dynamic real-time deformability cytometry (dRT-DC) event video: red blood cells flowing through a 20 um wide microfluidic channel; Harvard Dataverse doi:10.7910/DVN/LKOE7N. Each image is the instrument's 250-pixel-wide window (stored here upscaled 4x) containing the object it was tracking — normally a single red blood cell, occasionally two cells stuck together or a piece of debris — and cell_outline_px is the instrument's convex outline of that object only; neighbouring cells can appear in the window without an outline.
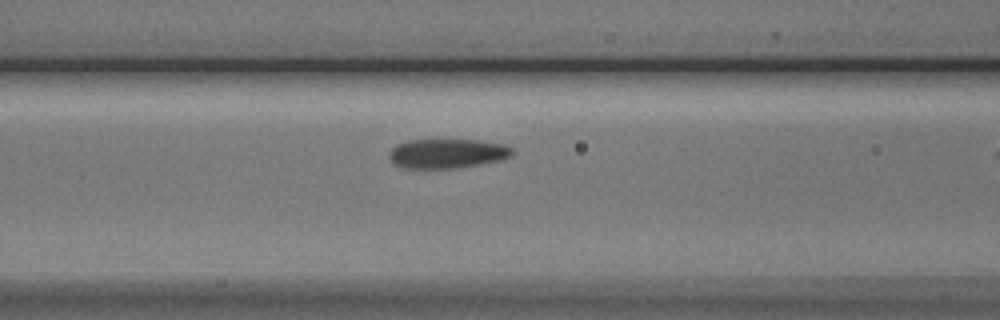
{"species": "Egyptian fruit bat (a non-hibernating species)", "species_latin": "Rousettus aegyptiacus", "temperature_condition": "cold", "stored_images_in_passage": 18, "camera_frame_rate_fps": 3000, "um_per_image_px": 0.085, "animal": {"sex": "male"}, "frame": {"image": 1, "passage_image": 16, "time_ms": 5.0, "image_size_px": [1000, 320], "cell_outline_px": [[516, 152], [512, 156], [500, 160], [480, 164], [456, 168], [400, 168], [388, 156], [388, 152], [396, 144], [408, 140], [476, 140], [504, 144], [512, 148]], "centroid_in_image_um": [38.02, 13.04], "position_along_channel_um": 128.6, "area_um2": 21.21}}